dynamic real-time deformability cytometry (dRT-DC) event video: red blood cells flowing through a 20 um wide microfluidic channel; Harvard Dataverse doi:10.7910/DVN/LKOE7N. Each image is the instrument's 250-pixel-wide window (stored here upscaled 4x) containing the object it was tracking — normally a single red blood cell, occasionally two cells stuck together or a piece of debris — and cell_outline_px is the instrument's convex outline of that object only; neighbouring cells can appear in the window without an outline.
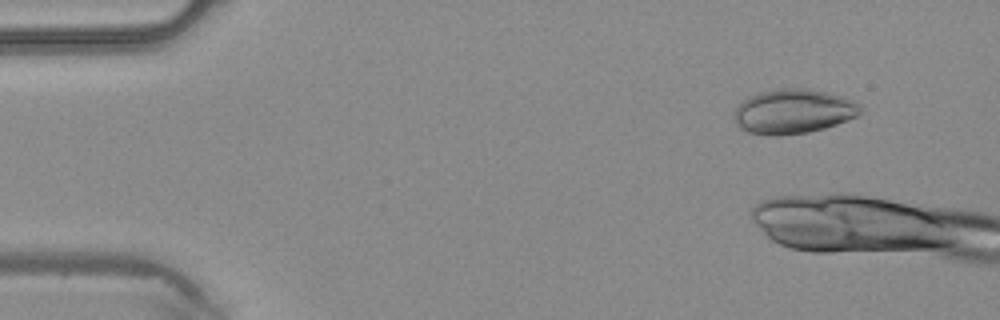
{"species": "common noctule bat (a hibernating species)", "species_latin": "Nyctalus noctula", "temperature_condition": "warm", "stored_images_in_passage": 3, "camera_frame_rate_fps": 3000, "um_per_image_px": 0.085, "animal": {"sex": "male", "body_mass_g": 20.4}, "frame": {"image": 1, "passage_image": 1, "time_ms": 0.0, "image_size_px": [1000, 320], "cell_outline_px": [[860, 112], [856, 116], [836, 124], [824, 128], [808, 132], [780, 136], [772, 136], [748, 132], [740, 128], [736, 124], [736, 108], [748, 96], [760, 92], [780, 88], [808, 88], [828, 92], [844, 96], [860, 104]], "centroid_in_image_um": [67.44, 9.46], "position_along_channel_um": 17.6, "area_um2": 32.71}}